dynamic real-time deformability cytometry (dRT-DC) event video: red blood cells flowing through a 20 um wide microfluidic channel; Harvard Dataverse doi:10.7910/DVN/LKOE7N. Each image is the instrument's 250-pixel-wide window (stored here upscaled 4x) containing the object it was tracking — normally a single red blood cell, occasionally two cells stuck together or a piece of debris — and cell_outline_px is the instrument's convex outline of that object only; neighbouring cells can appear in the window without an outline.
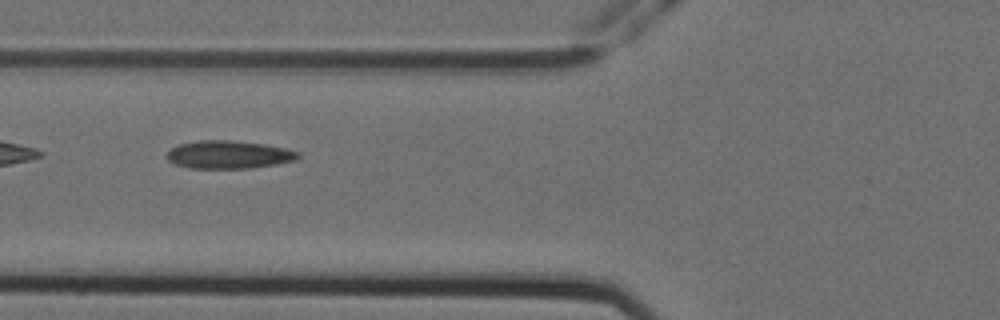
{"species": "Egyptian fruit bat (a non-hibernating species)", "species_latin": "Rousettus aegyptiacus", "temperature_condition": "cold", "stored_images_in_passage": 7, "camera_frame_rate_fps": 3000, "um_per_image_px": 0.085, "animal": {"sex": "female"}, "frame": {"image": 1, "passage_image": 6, "time_ms": 1.667, "image_size_px": [1000, 320], "cell_outline_px": [[300, 156], [296, 160], [276, 164], [252, 168], [188, 168], [176, 164], [168, 160], [164, 156], [172, 148], [180, 144], [200, 140], [232, 140], [264, 144], [284, 148], [300, 152]], "centroid_in_image_um": [19.44, 13.14], "position_along_channel_um": 106.4, "area_um2": 21.39}}
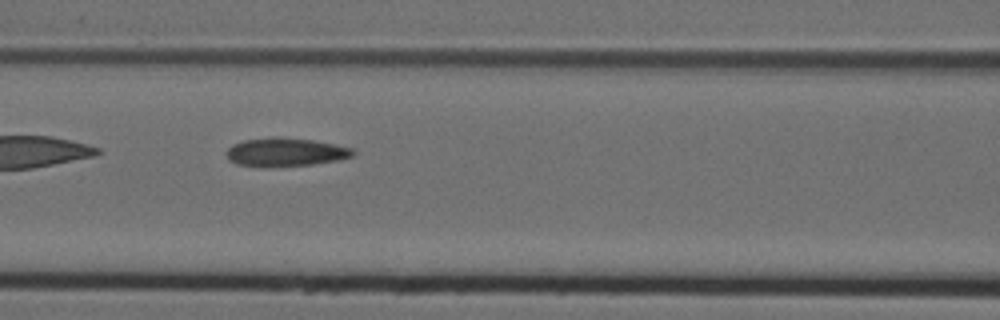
{"frame": {"image": 2, "passage_image": 7, "time_ms": 2.0, "image_size_px": [1000, 320], "cell_outline_px": [[356, 152], [352, 156], [340, 160], [312, 164], [268, 168], [260, 168], [236, 164], [228, 160], [224, 152], [232, 144], [244, 140], [276, 136], [280, 136], [312, 140], [352, 148]], "centroid_in_image_um": [24.19, 12.95], "position_along_channel_um": 142.4, "area_um2": 21.5}}